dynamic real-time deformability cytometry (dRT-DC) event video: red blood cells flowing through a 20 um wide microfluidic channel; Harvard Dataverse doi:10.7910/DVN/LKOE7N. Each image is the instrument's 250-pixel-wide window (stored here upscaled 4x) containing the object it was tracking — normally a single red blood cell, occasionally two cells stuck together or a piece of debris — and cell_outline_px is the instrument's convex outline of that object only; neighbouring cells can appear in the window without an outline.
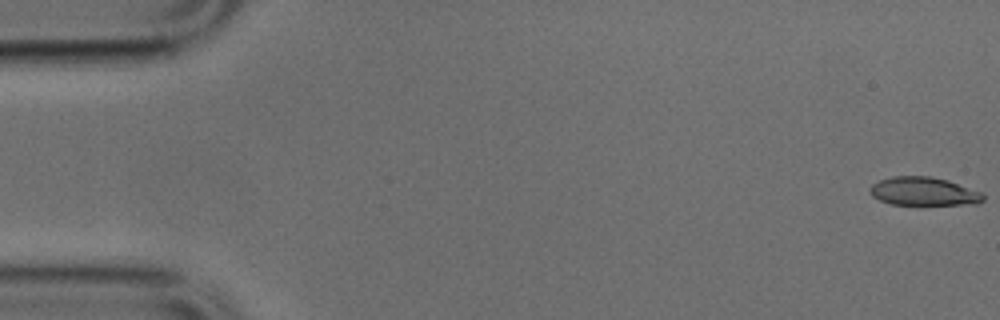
{"species": "common noctule bat (a hibernating species)", "species_latin": "Nyctalus noctula", "temperature_condition": "cold", "stored_images_in_passage": 2, "camera_frame_rate_fps": 3000, "um_per_image_px": 0.085, "animal": {"sex": "male", "body_mass_g": 17.9, "forearm_length_mm": 54.2}, "frame": {"image": 1, "passage_image": 1, "time_ms": 0.0, "image_size_px": [1000, 320], "cell_outline_px": [[984, 200], [976, 204], [892, 204], [880, 200], [872, 196], [868, 192], [868, 188], [872, 184], [880, 180], [892, 176], [928, 176], [948, 180], [984, 192]], "centroid_in_image_um": [78.52, 16.26], "position_along_channel_um": 6.5, "area_um2": 18.84}}